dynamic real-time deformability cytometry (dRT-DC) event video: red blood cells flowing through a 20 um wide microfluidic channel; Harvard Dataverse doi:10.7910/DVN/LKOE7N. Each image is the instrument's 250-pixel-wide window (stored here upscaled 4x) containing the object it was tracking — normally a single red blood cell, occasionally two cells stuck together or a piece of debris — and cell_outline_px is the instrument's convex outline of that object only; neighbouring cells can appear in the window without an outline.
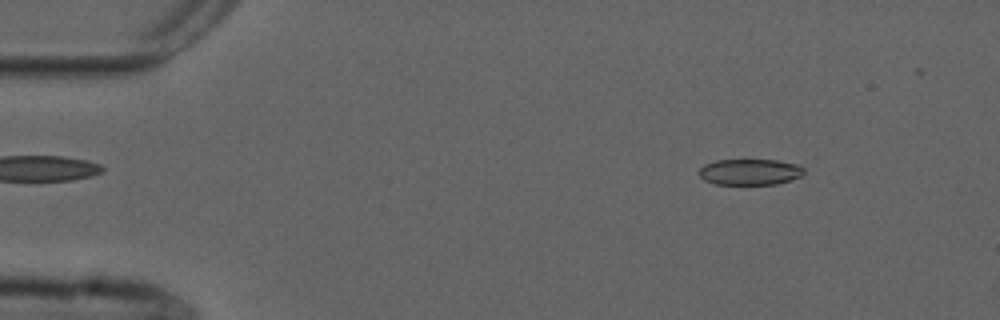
{"species": "common noctule bat (a hibernating species)", "species_latin": "Nyctalus noctula", "temperature_condition": "cold", "stored_images_in_passage": 47, "camera_frame_rate_fps": 3000, "um_per_image_px": 0.085, "animal": {"sex": "male", "forearm_length_mm": 52.5}, "frame": {"image": 1, "passage_image": 6, "time_ms": 1.667, "image_size_px": [1000, 320], "cell_outline_px": [[804, 172], [800, 176], [776, 184], [716, 184], [704, 180], [700, 176], [700, 168], [704, 164], [716, 160], [776, 160], [800, 164], [804, 168]], "centroid_in_image_um": [63.75, 14.6], "position_along_channel_um": 21.3, "area_um2": 15.84}}
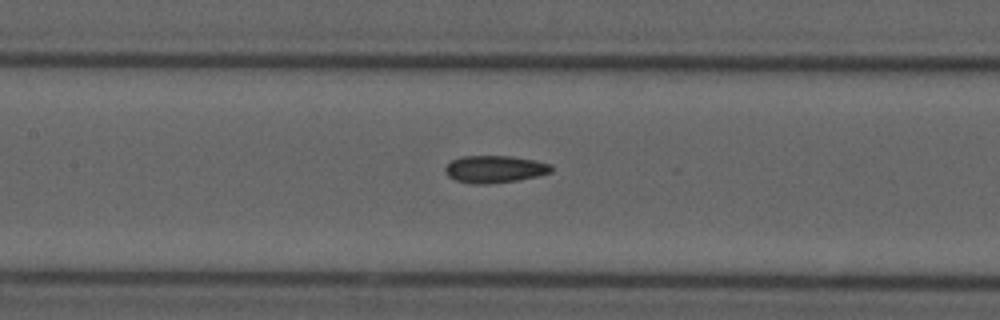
{"frame": {"image": 2, "passage_image": 24, "time_ms": 7.667, "image_size_px": [1000, 320], "cell_outline_px": [[552, 172], [536, 176], [516, 180], [488, 184], [472, 184], [456, 180], [448, 176], [444, 172], [444, 168], [452, 160], [460, 156], [512, 156], [536, 160], [552, 164]], "centroid_in_image_um": [42.04, 14.37], "position_along_channel_um": 165.4, "area_um2": 16.94}}
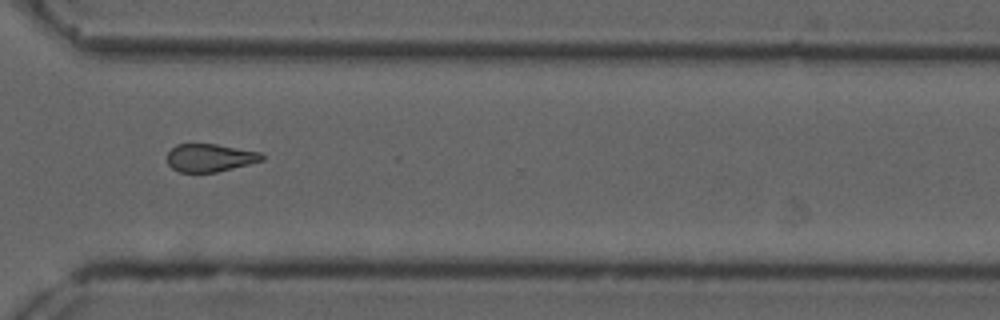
{"frame": {"image": 3, "passage_image": 39, "time_ms": 12.667, "image_size_px": [1000, 320], "cell_outline_px": [[264, 160], [216, 172], [180, 172], [172, 168], [168, 164], [168, 152], [176, 144], [216, 144], [260, 152], [264, 156]], "centroid_in_image_um": [17.84, 13.4], "position_along_channel_um": 352.8, "area_um2": 15.26}, "authors_computed_cell_mechanics": {"area_um2": 16.3574, "velocity_mm_per_s": 3.759, "shape_relaxation_time_tau1_ms": null, "shape_relaxation_time_tau2_ms": 6.817, "deformation_change_tau1": null, "deformation_change_tau2": 0.1373}}